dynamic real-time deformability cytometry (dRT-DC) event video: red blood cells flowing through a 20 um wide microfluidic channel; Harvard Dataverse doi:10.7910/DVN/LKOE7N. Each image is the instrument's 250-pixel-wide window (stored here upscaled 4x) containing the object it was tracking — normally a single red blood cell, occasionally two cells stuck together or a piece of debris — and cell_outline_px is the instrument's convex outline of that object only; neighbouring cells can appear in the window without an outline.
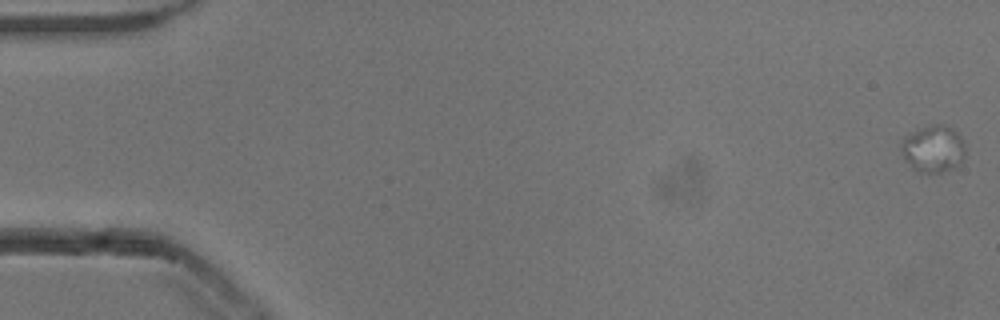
{"species": "common noctule bat (a hibernating species)", "species_latin": "Nyctalus noctula", "temperature_condition": "cold", "stored_images_in_passage": 15, "camera_frame_rate_fps": 3000, "um_per_image_px": 0.085, "animal": {"sex": "male", "body_mass_g": 13.3}, "frame": {"image": 1, "passage_image": 1, "time_ms": 0.0, "image_size_px": [1000, 320], "cell_outline_px": [[964, 156], [960, 164], [956, 168], [940, 172], [920, 172], [912, 168], [904, 160], [900, 152], [900, 144], [904, 136], [920, 128], [936, 124], [944, 124], [952, 128], [960, 136], [964, 144]], "centroid_in_image_um": [79.3, 12.66], "position_along_channel_um": 5.7, "area_um2": 17.74}}
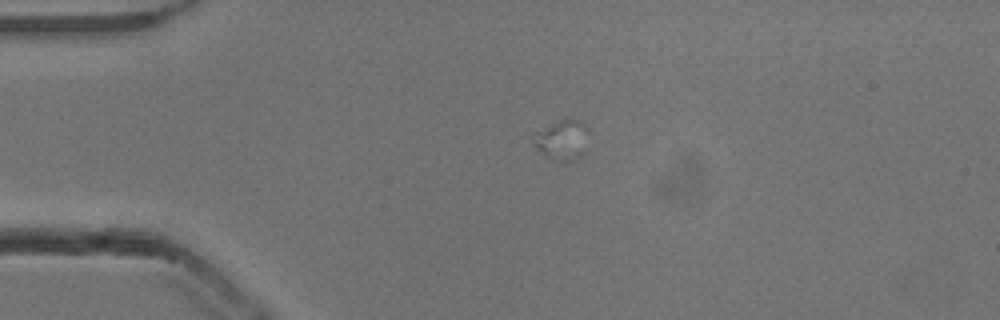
{"frame": {"image": 2, "passage_image": 13, "time_ms": 4.0, "image_size_px": [1000, 320], "cell_outline_px": [[588, 132], [584, 152], [580, 156], [568, 164], [560, 164], [552, 160], [536, 148], [532, 140], [532, 132], [568, 116], [572, 116], [580, 120], [588, 128]], "centroid_in_image_um": [47.77, 11.89], "position_along_channel_um": 37.2, "area_um2": 13.64}}